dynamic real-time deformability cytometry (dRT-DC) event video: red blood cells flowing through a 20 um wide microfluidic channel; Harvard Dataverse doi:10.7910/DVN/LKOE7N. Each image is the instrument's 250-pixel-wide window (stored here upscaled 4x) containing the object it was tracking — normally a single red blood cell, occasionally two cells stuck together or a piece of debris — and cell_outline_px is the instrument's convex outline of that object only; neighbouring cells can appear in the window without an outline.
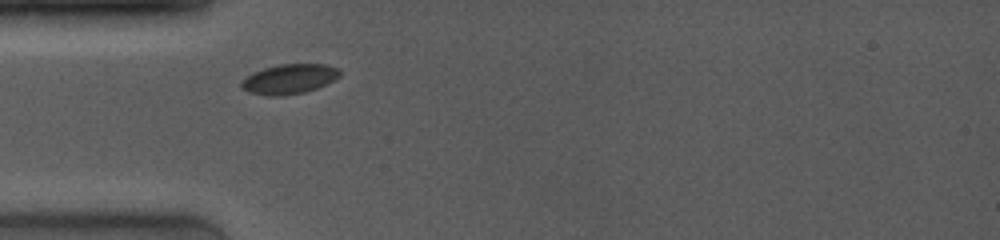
{"species": "common noctule bat (a hibernating species)", "species_latin": "Nyctalus noctula", "temperature_condition": "room temperature", "stored_images_in_passage": 23, "camera_frame_rate_fps": 4000, "um_per_image_px": 0.085, "animal": {"sex": "female", "body_mass_g": 19.0, "forearm_length_mm": 53.3}, "frame": {"image": 1, "passage_image": 1, "time_ms": 0.0, "image_size_px": [1000, 240], "cell_outline_px": [[340, 76], [316, 88], [304, 92], [280, 96], [268, 96], [248, 92], [240, 88], [240, 84], [252, 72], [264, 68], [280, 64], [324, 64], [340, 68]], "centroid_in_image_um": [24.56, 6.71], "position_along_channel_um": 60.4, "area_um2": 16.99}}
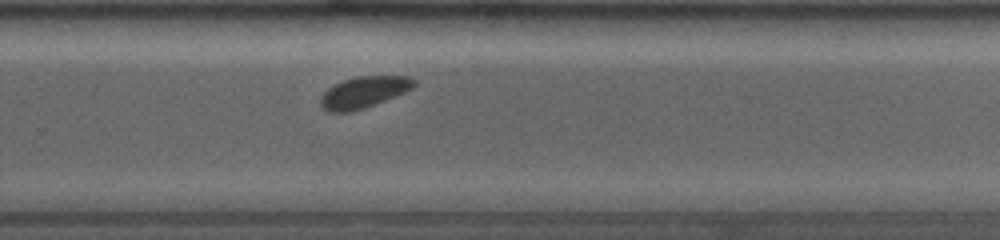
{"frame": {"image": 2, "passage_image": 14, "time_ms": 6.0, "image_size_px": [1000, 240], "cell_outline_px": [[416, 84], [412, 88], [404, 92], [364, 108], [352, 112], [328, 112], [320, 108], [320, 96], [328, 88], [344, 80], [356, 76], [408, 76], [416, 80]], "centroid_in_image_um": [30.88, 7.84], "position_along_channel_um": 298.9, "area_um2": 17.05}}
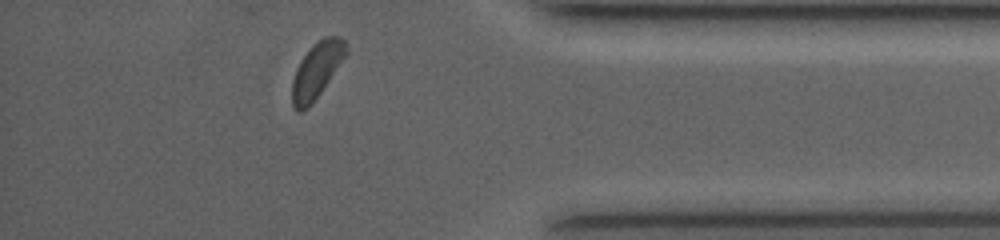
{"frame": {"image": 3, "passage_image": 20, "time_ms": 9.0, "image_size_px": [1000, 240], "cell_outline_px": [[348, 52], [320, 92], [300, 112], [296, 112], [292, 104], [292, 80], [296, 68], [300, 60], [312, 44], [324, 36], [340, 36], [344, 40], [348, 48]], "centroid_in_image_um": [26.91, 5.9], "position_along_channel_um": 408.3, "area_um2": 17.17}, "authors_computed_cell_mechanics": {"area_um2": 17.34, "velocity_mm_per_s": 4.0198, "shape_relaxation_time_tau1_ms": 0.9326, "shape_relaxation_time_tau2_ms": null, "deformation_change_tau1": 0.0504, "deformation_change_tau2": null}}